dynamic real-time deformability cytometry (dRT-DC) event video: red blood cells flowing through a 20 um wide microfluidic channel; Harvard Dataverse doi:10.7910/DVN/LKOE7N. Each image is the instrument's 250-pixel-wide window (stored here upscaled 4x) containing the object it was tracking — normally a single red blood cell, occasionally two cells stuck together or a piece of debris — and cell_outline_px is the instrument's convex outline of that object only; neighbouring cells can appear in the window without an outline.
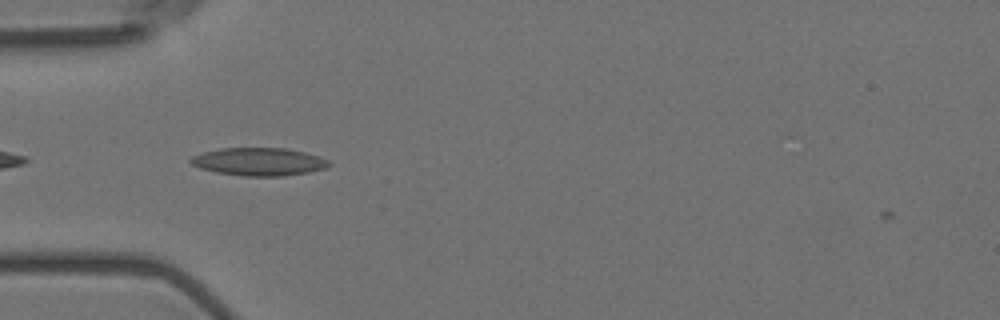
{"species": "Egyptian fruit bat (a non-hibernating species)", "species_latin": "Rousettus aegyptiacus", "temperature_condition": "room temperature", "stored_images_in_passage": 12, "camera_frame_rate_fps": 3000, "um_per_image_px": 0.085, "animal": {"sex": "female"}, "frame": {"image": 1, "passage_image": 1, "time_ms": 0.0, "image_size_px": [1000, 320], "cell_outline_px": [[332, 164], [324, 168], [308, 172], [284, 176], [244, 176], [216, 172], [200, 168], [192, 164], [188, 160], [192, 156], [204, 152], [220, 148], [284, 148], [304, 152], [328, 160]], "centroid_in_image_um": [21.98, 13.74], "position_along_channel_um": 63.0, "area_um2": 22.31}}
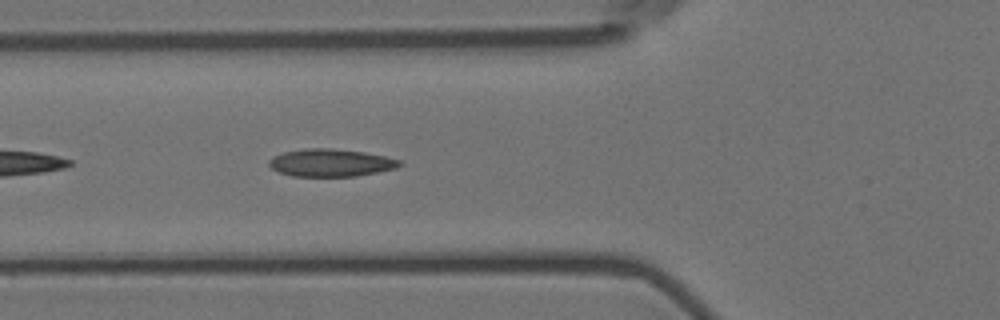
{"frame": {"image": 2, "passage_image": 4, "time_ms": 1.0, "image_size_px": [1000, 320], "cell_outline_px": [[404, 164], [396, 168], [356, 176], [292, 176], [280, 172], [272, 168], [268, 164], [268, 160], [272, 156], [284, 152], [304, 148], [332, 148], [364, 152], [384, 156], [400, 160]], "centroid_in_image_um": [28.1, 13.82], "position_along_channel_um": 97.7, "area_um2": 20.98}}